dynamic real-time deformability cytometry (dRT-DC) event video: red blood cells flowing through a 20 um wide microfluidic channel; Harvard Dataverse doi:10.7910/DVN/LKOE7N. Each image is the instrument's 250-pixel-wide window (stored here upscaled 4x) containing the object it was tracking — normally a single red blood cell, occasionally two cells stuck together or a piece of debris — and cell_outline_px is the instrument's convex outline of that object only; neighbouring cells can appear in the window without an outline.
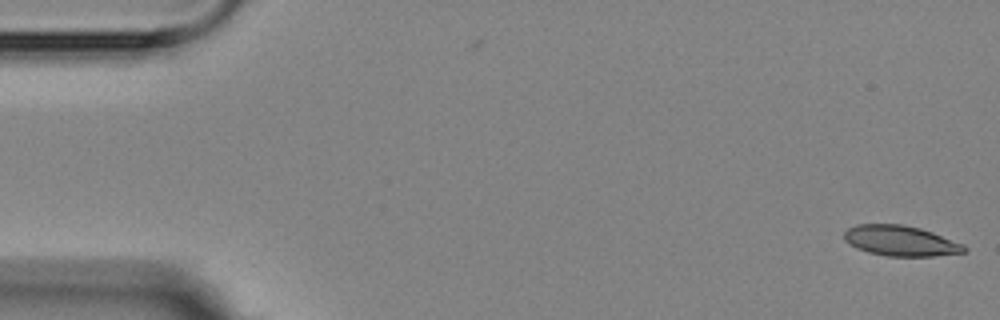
{"species": "Egyptian fruit bat (a non-hibernating species)", "species_latin": "Rousettus aegyptiacus", "temperature_condition": "room temperature", "stored_images_in_passage": 5, "camera_frame_rate_fps": 3000, "um_per_image_px": 0.085, "animal": {"sex": "female"}, "frame": {"image": 1, "passage_image": 1, "time_ms": 0.0, "image_size_px": [1000, 320], "cell_outline_px": [[968, 252], [932, 256], [888, 256], [868, 252], [856, 248], [848, 244], [844, 240], [844, 232], [848, 228], [856, 224], [900, 224], [920, 228], [932, 232], [964, 244], [968, 248]], "centroid_in_image_um": [76.55, 20.47], "position_along_channel_um": 8.4, "area_um2": 21.39}}